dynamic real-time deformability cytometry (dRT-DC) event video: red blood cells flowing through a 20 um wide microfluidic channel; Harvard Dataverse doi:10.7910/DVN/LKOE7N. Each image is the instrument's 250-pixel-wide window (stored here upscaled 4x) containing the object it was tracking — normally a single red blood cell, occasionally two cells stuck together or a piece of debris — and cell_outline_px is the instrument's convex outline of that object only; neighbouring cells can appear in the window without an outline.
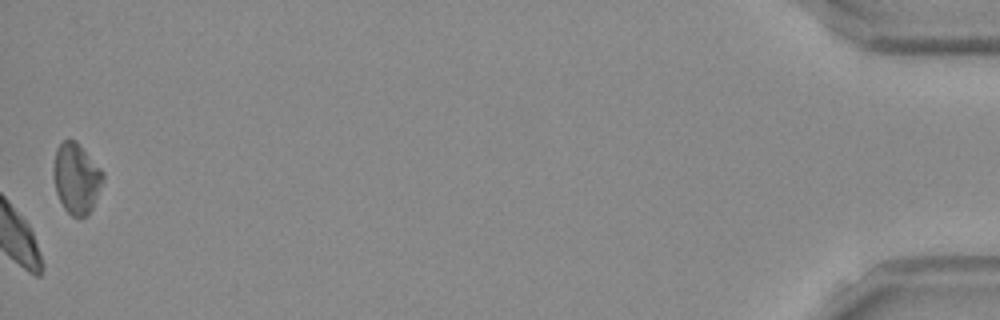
{"species": "Egyptian fruit bat (a non-hibernating species)", "species_latin": "Rousettus aegyptiacus", "temperature_condition": "room temperature", "stored_images_in_passage": 47, "camera_frame_rate_fps": 3000, "um_per_image_px": 0.085, "frame": {"image": 1, "passage_image": 47, "time_ms": 15.333, "image_size_px": [1000, 320], "cell_outline_px": [[104, 180], [92, 208], [88, 216], [72, 216], [64, 208], [56, 192], [52, 172], [56, 148], [64, 140], [76, 140], [104, 172]], "centroid_in_image_um": [6.49, 15.15], "position_along_channel_um": 428.7, "area_um2": 20.35}, "authors_computed_cell_mechanics": {"area_um2": 22.253, "velocity_mm_per_s": 3.7774, "shape_relaxation_time_tau1_ms": 5.4472, "shape_relaxation_time_tau2_ms": null, "deformation_change_tau1": 0.1215, "deformation_change_tau2": null}}